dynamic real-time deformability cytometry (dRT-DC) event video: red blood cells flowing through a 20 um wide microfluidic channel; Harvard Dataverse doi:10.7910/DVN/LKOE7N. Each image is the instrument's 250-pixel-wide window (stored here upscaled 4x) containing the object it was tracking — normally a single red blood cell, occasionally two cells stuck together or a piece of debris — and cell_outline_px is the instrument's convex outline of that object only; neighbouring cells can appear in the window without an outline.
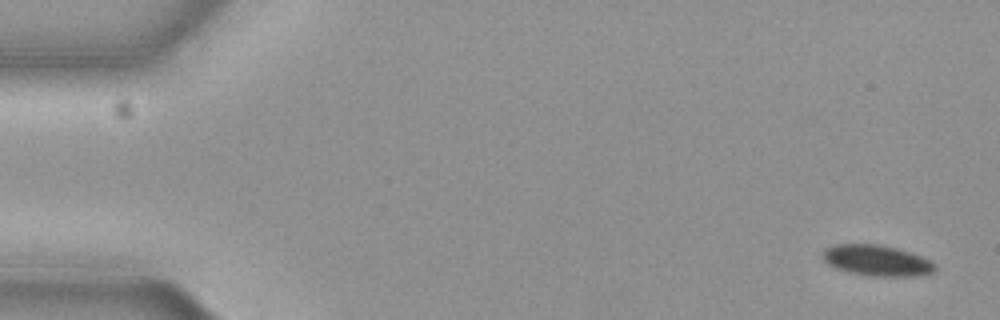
{"species": "common noctule bat (a hibernating species)", "species_latin": "Nyctalus noctula", "temperature_condition": "cold", "stored_images_in_passage": 13, "camera_frame_rate_fps": 3000, "um_per_image_px": 0.085, "animal": {"sex": "female", "body_mass_g": 19.3, "forearm_length_mm": 54.1}, "frame": {"image": 1, "passage_image": 1, "time_ms": 0.0, "image_size_px": [1000, 320], "cell_outline_px": [[936, 268], [932, 272], [920, 276], [864, 276], [848, 272], [836, 268], [828, 264], [824, 260], [820, 252], [824, 248], [836, 244], [880, 244], [896, 248], [920, 256], [936, 264]], "centroid_in_image_um": [74.48, 22.14], "position_along_channel_um": 10.5, "area_um2": 20.35}}